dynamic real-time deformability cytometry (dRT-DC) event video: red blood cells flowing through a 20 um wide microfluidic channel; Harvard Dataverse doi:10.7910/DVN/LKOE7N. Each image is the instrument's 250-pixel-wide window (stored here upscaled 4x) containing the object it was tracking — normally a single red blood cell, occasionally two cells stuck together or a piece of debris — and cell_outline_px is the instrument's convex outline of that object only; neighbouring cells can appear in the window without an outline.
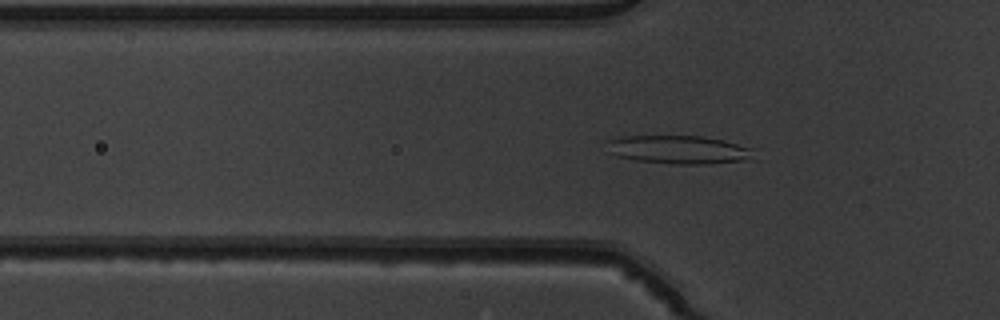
{"species": "common noctule bat (a hibernating species)", "species_latin": "Nyctalus noctula", "temperature_condition": "warm", "stored_images_in_passage": 40, "camera_frame_rate_fps": 3000, "um_per_image_px": 0.085, "animal": {"sex": "male", "body_mass_g": 19.5, "forearm_length_mm": 54.6}, "frame": {"image": 1, "passage_image": 5, "time_ms": 1.333, "image_size_px": [1000, 320], "cell_outline_px": [[756, 160], [708, 164], [672, 164], [636, 160], [616, 156], [608, 152], [608, 140], [624, 136], [704, 136], [724, 140], [756, 148]], "centroid_in_image_um": [57.84, 12.73], "position_along_channel_um": 68.0, "area_um2": 24.91}}
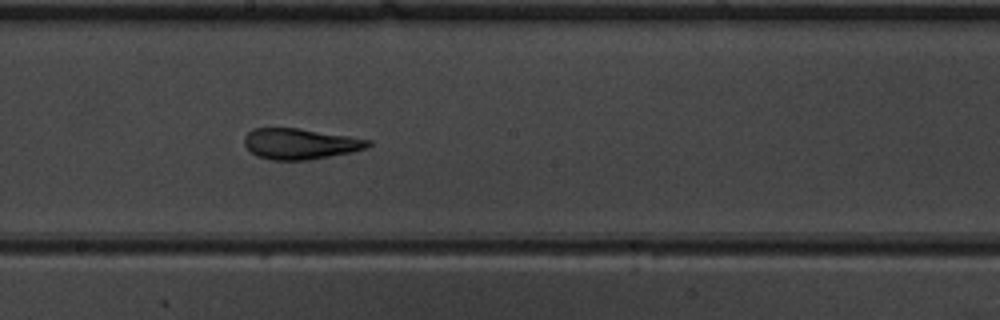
{"frame": {"image": 2, "passage_image": 17, "time_ms": 5.333, "image_size_px": [1000, 320], "cell_outline_px": [[372, 144], [368, 148], [352, 152], [308, 160], [272, 160], [256, 156], [244, 144], [244, 136], [252, 128], [296, 128], [348, 136], [372, 140]], "centroid_in_image_um": [25.52, 12.23], "position_along_channel_um": 222.7, "area_um2": 22.2}}
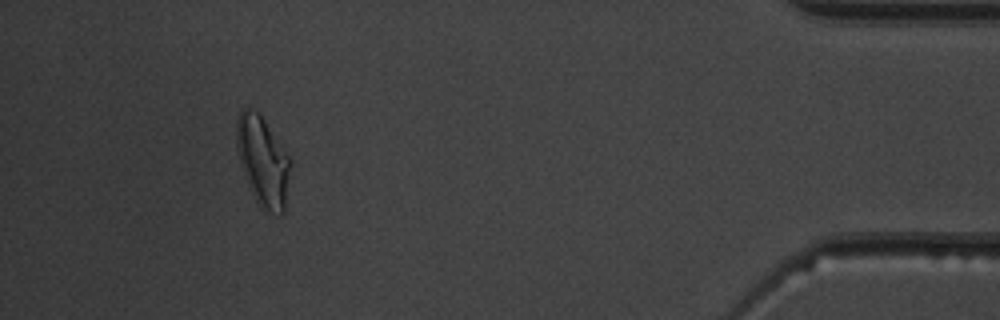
{"frame": {"image": 3, "passage_image": 36, "time_ms": 11.667, "image_size_px": [1000, 320], "cell_outline_px": [[292, 164], [284, 212], [280, 216], [268, 212], [256, 200], [252, 192], [244, 172], [240, 160], [236, 144], [236, 120], [240, 112], [244, 108], [252, 108], [264, 120], [292, 160]], "centroid_in_image_um": [22.37, 13.71], "position_along_channel_um": 412.8, "area_um2": 27.86}, "authors_computed_cell_mechanics": {"area_um2": 22.831, "velocity_mm_per_s": 3.8844, "shape_relaxation_time_tau1_ms": null, "shape_relaxation_time_tau2_ms": 1.6951, "deformation_change_tau1": null, "deformation_change_tau2": 0.1061}}